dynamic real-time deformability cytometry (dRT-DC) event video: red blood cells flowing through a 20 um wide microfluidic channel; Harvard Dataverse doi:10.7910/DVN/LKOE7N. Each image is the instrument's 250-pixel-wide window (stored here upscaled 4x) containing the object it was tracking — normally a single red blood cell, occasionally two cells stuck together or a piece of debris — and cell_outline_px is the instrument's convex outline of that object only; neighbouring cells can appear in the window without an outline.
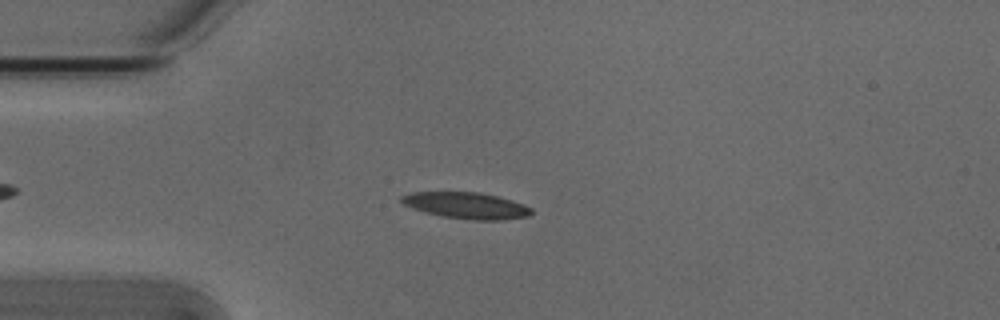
{"species": "Egyptian fruit bat (a non-hibernating species)", "species_latin": "Rousettus aegyptiacus", "temperature_condition": "cold", "stored_images_in_passage": 47, "camera_frame_rate_fps": 3000, "um_per_image_px": 0.085, "animal": {"sex": "male"}, "frame": {"image": 1, "passage_image": 11, "time_ms": 3.333, "image_size_px": [1000, 320], "cell_outline_px": [[532, 212], [528, 216], [500, 220], [472, 220], [444, 216], [424, 212], [412, 208], [404, 204], [400, 200], [400, 196], [412, 192], [480, 192], [512, 200], [524, 204], [532, 208]], "centroid_in_image_um": [39.64, 17.46], "position_along_channel_um": 45.4, "area_um2": 19.88}}
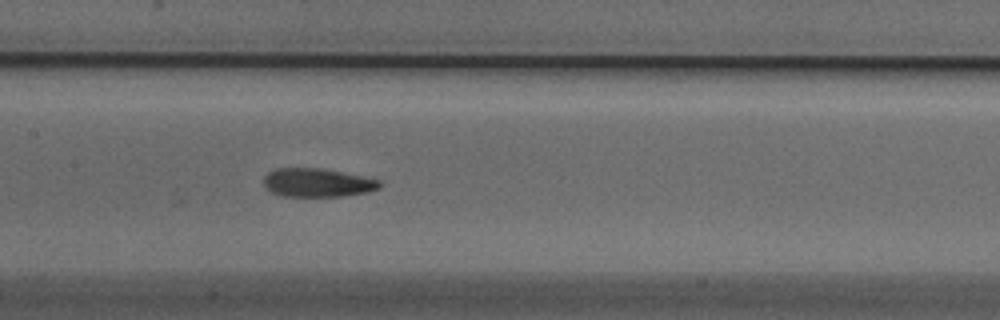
{"frame": {"image": 2, "passage_image": 23, "time_ms": 7.333, "image_size_px": [1000, 320], "cell_outline_px": [[384, 184], [380, 188], [368, 192], [344, 196], [284, 196], [272, 192], [264, 184], [264, 176], [268, 172], [276, 168], [320, 168], [380, 180]], "centroid_in_image_um": [27.0, 15.53], "position_along_channel_um": 180.4, "area_um2": 19.19}}
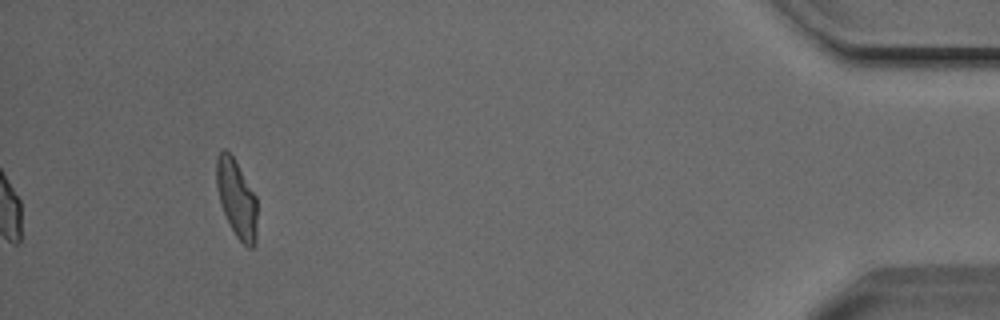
{"frame": {"image": 3, "passage_image": 47, "time_ms": 15.333, "image_size_px": [1000, 320], "cell_outline_px": [[256, 244], [252, 248], [248, 248], [236, 236], [224, 212], [220, 200], [216, 184], [216, 156], [224, 148], [232, 156], [256, 196]], "centroid_in_image_um": [20.11, 16.88], "position_along_channel_um": 415.1, "area_um2": 18.09}, "authors_computed_cell_mechanics": {"area_um2": 19.4786, "velocity_mm_per_s": 3.8178, "shape_relaxation_time_tau1_ms": 4.2995, "shape_relaxation_time_tau2_ms": 2.5833, "deformation_change_tau1": 0.1582, "deformation_change_tau2": 0.1007}}